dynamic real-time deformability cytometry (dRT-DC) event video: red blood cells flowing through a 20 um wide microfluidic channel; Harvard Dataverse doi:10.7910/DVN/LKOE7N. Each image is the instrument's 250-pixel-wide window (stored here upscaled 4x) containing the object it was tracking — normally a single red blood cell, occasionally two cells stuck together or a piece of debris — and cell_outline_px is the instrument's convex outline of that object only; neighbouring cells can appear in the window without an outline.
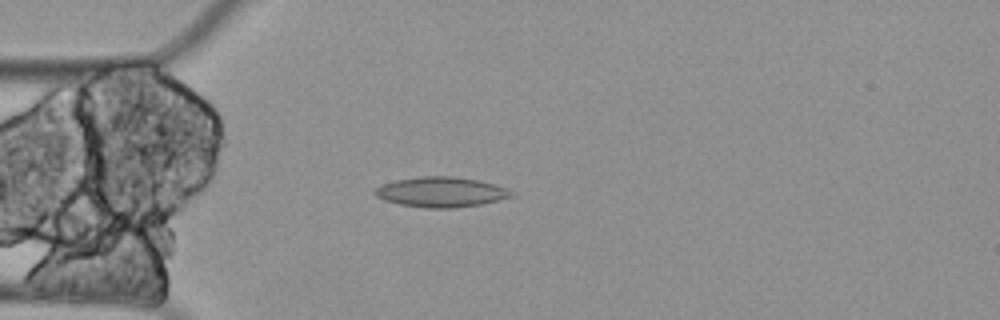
{"species": "Egyptian fruit bat (a non-hibernating species)", "species_latin": "Rousettus aegyptiacus", "temperature_condition": "cold", "stored_images_in_passage": 5, "camera_frame_rate_fps": 3000, "um_per_image_px": 0.085, "animal": {"sex": "female"}, "frame": {"image": 1, "passage_image": 4, "time_ms": 1.0, "image_size_px": [1000, 320], "cell_outline_px": [[516, 196], [480, 204], [456, 208], [424, 208], [400, 204], [384, 200], [376, 196], [372, 192], [380, 184], [396, 180], [424, 176], [452, 176], [476, 180], [492, 184], [516, 192]], "centroid_in_image_um": [37.47, 16.33], "position_along_channel_um": 47.5, "area_um2": 23.93}}